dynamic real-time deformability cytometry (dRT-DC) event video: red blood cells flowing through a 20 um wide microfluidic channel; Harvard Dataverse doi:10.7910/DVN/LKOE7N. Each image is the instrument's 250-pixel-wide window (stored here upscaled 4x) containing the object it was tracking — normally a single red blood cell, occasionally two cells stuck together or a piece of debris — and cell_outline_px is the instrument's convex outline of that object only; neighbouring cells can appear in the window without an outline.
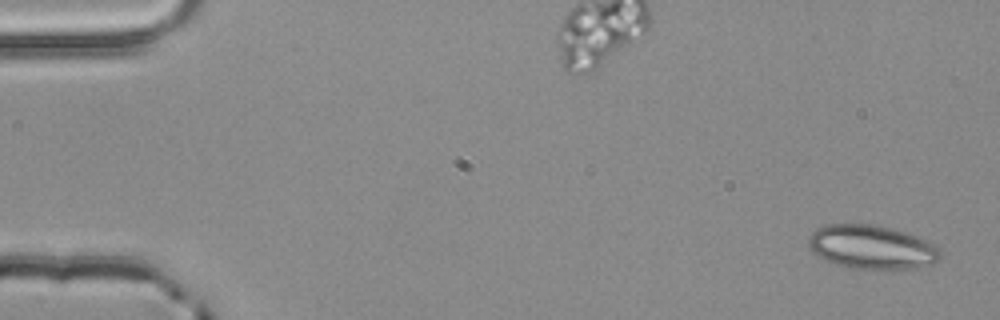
{"species": "common noctule bat (a hibernating species)", "species_latin": "Nyctalus noctula", "temperature_condition": "room temperature", "stored_images_in_passage": 5, "camera_frame_rate_fps": 3000, "um_per_image_px": 0.085, "animal": {"sex": "male", "body_mass_g": 20.4}, "frame": {"image": 1, "passage_image": 1, "time_ms": 0.0, "image_size_px": [1000, 320], "cell_outline_px": [[940, 256], [932, 264], [916, 268], [852, 268], [836, 264], [824, 260], [808, 244], [808, 236], [816, 228], [824, 224], [872, 224], [892, 228], [916, 236], [936, 244], [940, 248]], "centroid_in_image_um": [74.1, 20.98], "position_along_channel_um": 10.9, "area_um2": 33.47}}
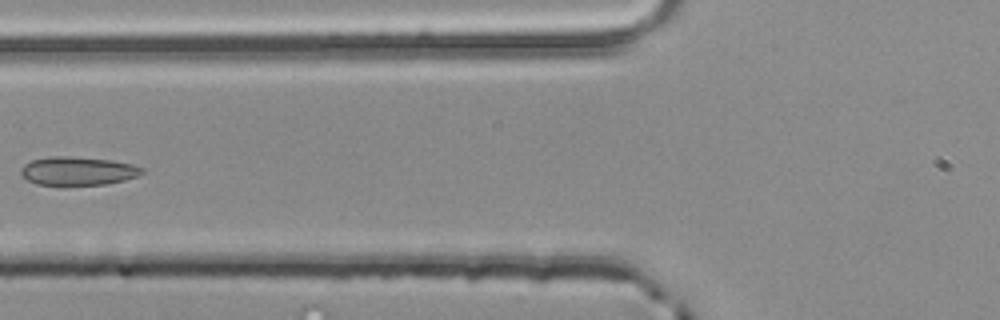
{"frame": {"image": 2, "passage_image": 5, "time_ms": 1.333, "image_size_px": [1000, 320], "cell_outline_px": [[144, 172], [136, 176], [124, 180], [104, 184], [64, 188], [60, 188], [36, 184], [20, 176], [20, 168], [24, 164], [32, 160], [52, 156], [64, 156], [112, 160], [132, 164], [144, 168]], "centroid_in_image_um": [6.55, 14.58], "position_along_channel_um": 119.3, "area_um2": 20.92}}